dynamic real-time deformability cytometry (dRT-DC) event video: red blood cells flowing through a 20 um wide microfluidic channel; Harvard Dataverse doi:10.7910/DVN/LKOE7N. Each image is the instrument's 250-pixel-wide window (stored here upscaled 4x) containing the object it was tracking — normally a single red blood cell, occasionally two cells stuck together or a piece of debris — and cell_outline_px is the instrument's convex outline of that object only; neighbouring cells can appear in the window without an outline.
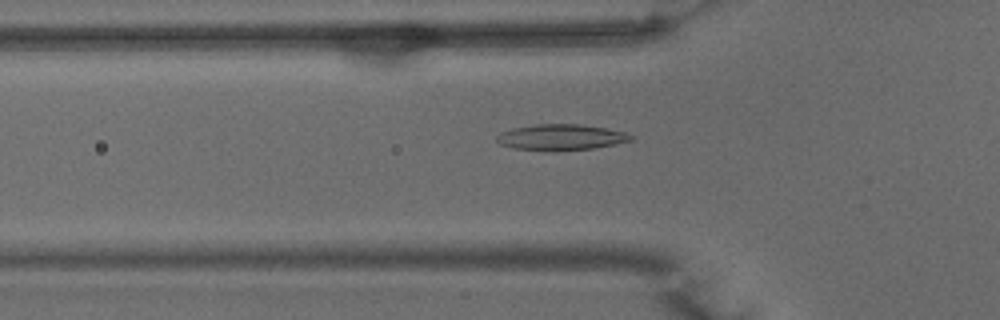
{"species": "common noctule bat (a hibernating species)", "species_latin": "Nyctalus noctula", "temperature_condition": "warm", "stored_images_in_passage": 51, "camera_frame_rate_fps": 3000, "um_per_image_px": 0.085, "animal": {"sex": "male", "body_mass_g": 15.6}, "frame": {"image": 1, "passage_image": 17, "time_ms": 5.333, "image_size_px": [1000, 320], "cell_outline_px": [[636, 136], [632, 140], [592, 148], [552, 152], [512, 148], [500, 144], [496, 140], [496, 136], [500, 132], [512, 128], [536, 124], [580, 124], [608, 128], [624, 132]], "centroid_in_image_um": [47.65, 11.67], "position_along_channel_um": 78.2, "area_um2": 20.52}}
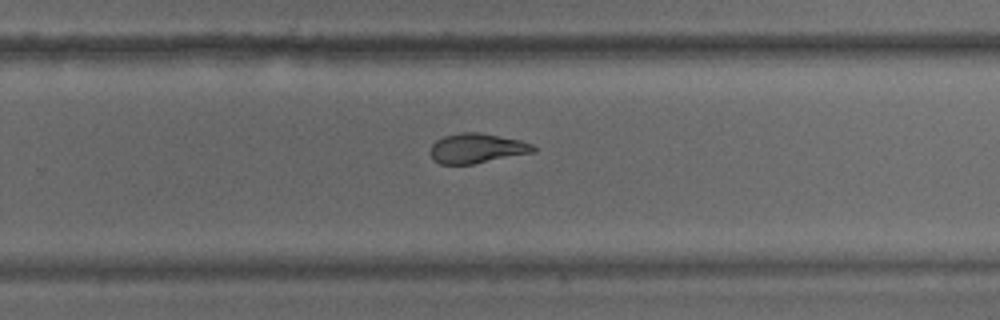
{"frame": {"image": 2, "passage_image": 33, "time_ms": 10.667, "image_size_px": [1000, 320], "cell_outline_px": [[536, 152], [472, 164], [440, 164], [432, 160], [428, 152], [432, 144], [436, 140], [444, 136], [460, 132], [480, 132], [520, 140], [532, 144], [536, 148]], "centroid_in_image_um": [40.5, 12.61], "position_along_channel_um": 289.3, "area_um2": 18.09}}
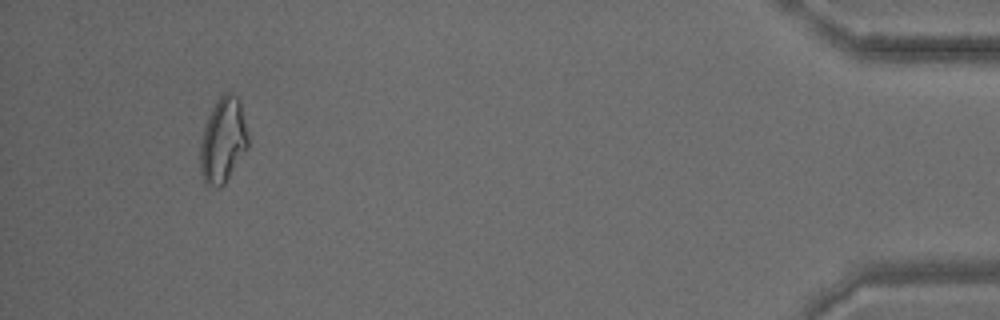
{"frame": {"image": 3, "passage_image": 48, "time_ms": 15.667, "image_size_px": [1000, 320], "cell_outline_px": [[248, 148], [224, 184], [220, 188], [216, 188], [204, 184], [200, 172], [200, 140], [204, 124], [216, 100], [224, 92], [228, 92], [236, 96], [240, 100], [248, 136]], "centroid_in_image_um": [18.93, 11.95], "position_along_channel_um": 416.3, "area_um2": 24.04}, "authors_computed_cell_mechanics": {"area_um2": 20.3456, "velocity_mm_per_s": 3.9411, "shape_relaxation_time_tau1_ms": 8.639, "shape_relaxation_time_tau2_ms": 2.5785, "deformation_change_tau1": 0.2469, "deformation_change_tau2": 0.0976}}